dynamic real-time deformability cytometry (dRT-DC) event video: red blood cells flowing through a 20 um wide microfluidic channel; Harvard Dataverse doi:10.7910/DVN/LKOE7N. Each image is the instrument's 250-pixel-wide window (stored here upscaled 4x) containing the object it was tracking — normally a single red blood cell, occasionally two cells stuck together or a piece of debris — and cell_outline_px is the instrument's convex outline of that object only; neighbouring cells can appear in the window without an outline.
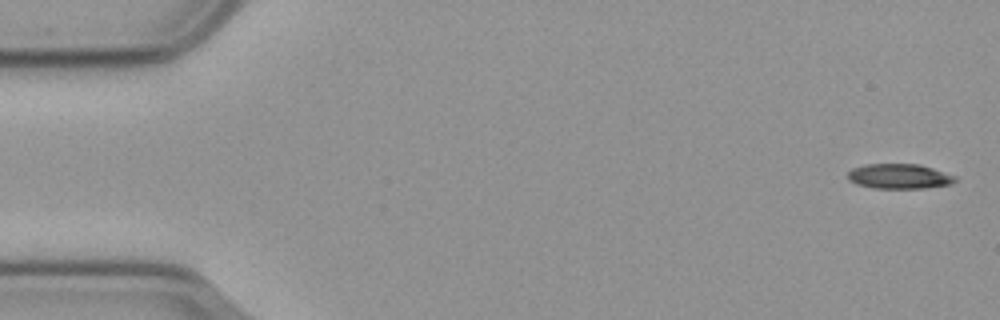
{"species": "common noctule bat (a hibernating species)", "species_latin": "Nyctalus noctula", "temperature_condition": "cold", "stored_images_in_passage": 56, "camera_frame_rate_fps": 3000, "um_per_image_px": 0.085, "animal": {"sex": "male", "body_mass_g": 23.1, "forearm_length_mm": 52.7}, "frame": {"image": 1, "passage_image": 1, "time_ms": 0.0, "image_size_px": [1000, 320], "cell_outline_px": [[960, 180], [952, 184], [924, 188], [872, 188], [856, 184], [848, 180], [848, 172], [852, 168], [864, 164], [920, 164], [956, 176]], "centroid_in_image_um": [76.45, 14.99], "position_along_channel_um": 8.5, "area_um2": 15.78}}
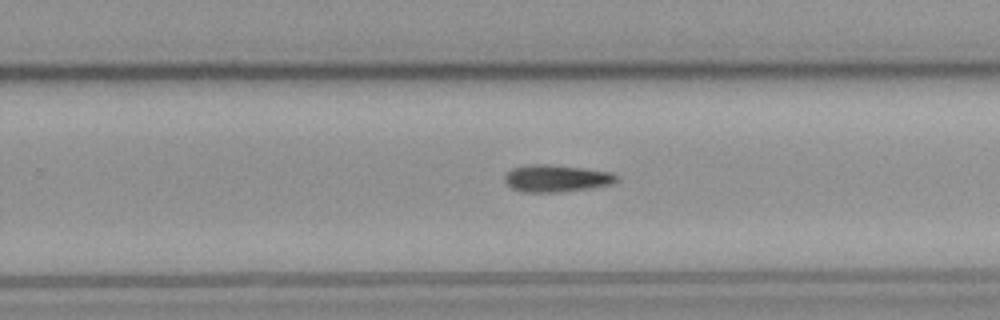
{"frame": {"image": 2, "passage_image": 35, "time_ms": 11.333, "image_size_px": [1000, 320], "cell_outline_px": [[620, 180], [612, 184], [588, 188], [560, 192], [524, 192], [512, 188], [504, 180], [504, 176], [512, 168], [524, 164], [544, 164], [584, 168], [612, 172]], "centroid_in_image_um": [47.29, 15.15], "position_along_channel_um": 282.5, "area_um2": 17.69}}
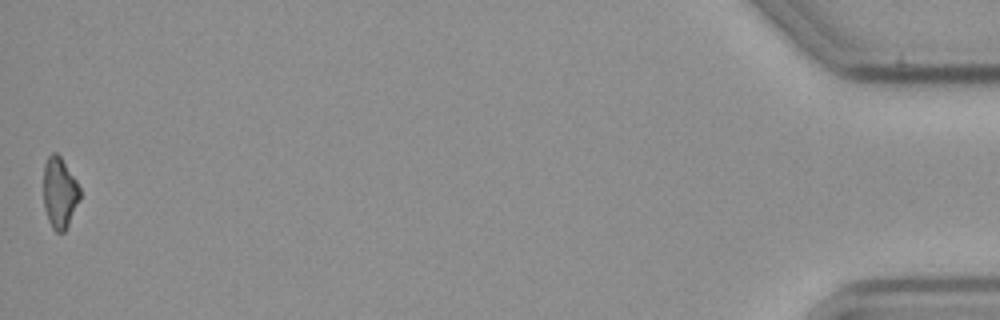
{"frame": {"image": 3, "passage_image": 56, "time_ms": 18.333, "image_size_px": [1000, 320], "cell_outline_px": [[80, 200], [64, 232], [56, 232], [52, 228], [48, 220], [44, 208], [44, 164], [48, 156], [52, 152], [56, 152], [60, 156], [76, 180], [80, 188]], "centroid_in_image_um": [5.06, 16.38], "position_along_channel_um": 430.1, "area_um2": 15.03}, "authors_computed_cell_mechanics": {"area_um2": 16.6464, "velocity_mm_per_s": 3.6106, "shape_relaxation_time_tau1_ms": 9.2063, "shape_relaxation_time_tau2_ms": null, "deformation_change_tau1": 0.1978, "deformation_change_tau2": null}}